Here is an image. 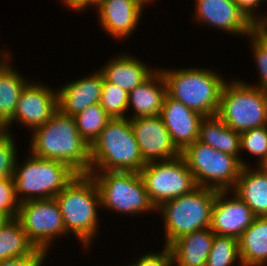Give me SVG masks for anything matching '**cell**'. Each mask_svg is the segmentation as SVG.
I'll use <instances>...</instances> for the list:
<instances>
[{
	"label": "cell",
	"mask_w": 267,
	"mask_h": 266,
	"mask_svg": "<svg viewBox=\"0 0 267 266\" xmlns=\"http://www.w3.org/2000/svg\"><path fill=\"white\" fill-rule=\"evenodd\" d=\"M7 60L0 65V124L3 127L12 119L20 95L28 84Z\"/></svg>",
	"instance_id": "d4e9b609"
},
{
	"label": "cell",
	"mask_w": 267,
	"mask_h": 266,
	"mask_svg": "<svg viewBox=\"0 0 267 266\" xmlns=\"http://www.w3.org/2000/svg\"><path fill=\"white\" fill-rule=\"evenodd\" d=\"M17 219L29 240L46 252L55 236L67 233L55 198L29 200L20 203ZM51 240V241H50Z\"/></svg>",
	"instance_id": "8fae6325"
},
{
	"label": "cell",
	"mask_w": 267,
	"mask_h": 266,
	"mask_svg": "<svg viewBox=\"0 0 267 266\" xmlns=\"http://www.w3.org/2000/svg\"><path fill=\"white\" fill-rule=\"evenodd\" d=\"M198 140L218 151L236 156L242 166H247L238 157L241 150L240 133L228 127L217 114L202 118Z\"/></svg>",
	"instance_id": "603a6c76"
},
{
	"label": "cell",
	"mask_w": 267,
	"mask_h": 266,
	"mask_svg": "<svg viewBox=\"0 0 267 266\" xmlns=\"http://www.w3.org/2000/svg\"><path fill=\"white\" fill-rule=\"evenodd\" d=\"M32 133L33 156L64 162L78 174L90 173V146L78 132L74 117L58 109Z\"/></svg>",
	"instance_id": "6da1fadb"
},
{
	"label": "cell",
	"mask_w": 267,
	"mask_h": 266,
	"mask_svg": "<svg viewBox=\"0 0 267 266\" xmlns=\"http://www.w3.org/2000/svg\"><path fill=\"white\" fill-rule=\"evenodd\" d=\"M166 95L165 79L160 70H155L146 81L129 92L128 107L133 106L135 111L130 119L159 116Z\"/></svg>",
	"instance_id": "d6986e66"
},
{
	"label": "cell",
	"mask_w": 267,
	"mask_h": 266,
	"mask_svg": "<svg viewBox=\"0 0 267 266\" xmlns=\"http://www.w3.org/2000/svg\"><path fill=\"white\" fill-rule=\"evenodd\" d=\"M0 54H1V52H0ZM2 54H4L3 56V58L2 59H0V65L6 60L5 58H9L8 56H10L9 54H8V52H7V54H5V52L4 53H2ZM4 59V60H3ZM2 60V61H1Z\"/></svg>",
	"instance_id": "b9f144b4"
},
{
	"label": "cell",
	"mask_w": 267,
	"mask_h": 266,
	"mask_svg": "<svg viewBox=\"0 0 267 266\" xmlns=\"http://www.w3.org/2000/svg\"><path fill=\"white\" fill-rule=\"evenodd\" d=\"M167 95L202 116L216 115L226 81L208 69L161 70Z\"/></svg>",
	"instance_id": "277c9868"
},
{
	"label": "cell",
	"mask_w": 267,
	"mask_h": 266,
	"mask_svg": "<svg viewBox=\"0 0 267 266\" xmlns=\"http://www.w3.org/2000/svg\"><path fill=\"white\" fill-rule=\"evenodd\" d=\"M135 1L139 2L143 7H144L145 3L147 4L148 2H151V0H135Z\"/></svg>",
	"instance_id": "60d3db41"
},
{
	"label": "cell",
	"mask_w": 267,
	"mask_h": 266,
	"mask_svg": "<svg viewBox=\"0 0 267 266\" xmlns=\"http://www.w3.org/2000/svg\"><path fill=\"white\" fill-rule=\"evenodd\" d=\"M136 141L143 160L153 162L177 158L181 152L173 144L169 131L160 116L131 119Z\"/></svg>",
	"instance_id": "7c38bea8"
},
{
	"label": "cell",
	"mask_w": 267,
	"mask_h": 266,
	"mask_svg": "<svg viewBox=\"0 0 267 266\" xmlns=\"http://www.w3.org/2000/svg\"><path fill=\"white\" fill-rule=\"evenodd\" d=\"M145 164L131 119L126 117L111 118L90 146V173H98L97 168L98 171L140 172Z\"/></svg>",
	"instance_id": "7a4b0ae2"
},
{
	"label": "cell",
	"mask_w": 267,
	"mask_h": 266,
	"mask_svg": "<svg viewBox=\"0 0 267 266\" xmlns=\"http://www.w3.org/2000/svg\"><path fill=\"white\" fill-rule=\"evenodd\" d=\"M17 166L15 165L13 178L19 203L54 198L78 174L64 162L33 155L25 161L23 167ZM20 194L25 196L18 198Z\"/></svg>",
	"instance_id": "8992f818"
},
{
	"label": "cell",
	"mask_w": 267,
	"mask_h": 266,
	"mask_svg": "<svg viewBox=\"0 0 267 266\" xmlns=\"http://www.w3.org/2000/svg\"><path fill=\"white\" fill-rule=\"evenodd\" d=\"M10 220V218L0 211V229Z\"/></svg>",
	"instance_id": "f35d334b"
},
{
	"label": "cell",
	"mask_w": 267,
	"mask_h": 266,
	"mask_svg": "<svg viewBox=\"0 0 267 266\" xmlns=\"http://www.w3.org/2000/svg\"><path fill=\"white\" fill-rule=\"evenodd\" d=\"M238 259L241 262L238 240L215 234L206 266H232Z\"/></svg>",
	"instance_id": "83f0119b"
},
{
	"label": "cell",
	"mask_w": 267,
	"mask_h": 266,
	"mask_svg": "<svg viewBox=\"0 0 267 266\" xmlns=\"http://www.w3.org/2000/svg\"><path fill=\"white\" fill-rule=\"evenodd\" d=\"M19 201L15 194V184L13 177L0 179V211L5 213L10 219L17 218L19 211Z\"/></svg>",
	"instance_id": "d6a6232c"
},
{
	"label": "cell",
	"mask_w": 267,
	"mask_h": 266,
	"mask_svg": "<svg viewBox=\"0 0 267 266\" xmlns=\"http://www.w3.org/2000/svg\"><path fill=\"white\" fill-rule=\"evenodd\" d=\"M128 97L127 91L104 79L100 106L111 118H125L124 112L129 109Z\"/></svg>",
	"instance_id": "f1b7e54d"
},
{
	"label": "cell",
	"mask_w": 267,
	"mask_h": 266,
	"mask_svg": "<svg viewBox=\"0 0 267 266\" xmlns=\"http://www.w3.org/2000/svg\"><path fill=\"white\" fill-rule=\"evenodd\" d=\"M139 173L149 199L156 209L165 202L188 194L198 187L181 155L158 163L157 161L148 162Z\"/></svg>",
	"instance_id": "30bf717a"
},
{
	"label": "cell",
	"mask_w": 267,
	"mask_h": 266,
	"mask_svg": "<svg viewBox=\"0 0 267 266\" xmlns=\"http://www.w3.org/2000/svg\"><path fill=\"white\" fill-rule=\"evenodd\" d=\"M254 32L267 33V17H258L253 23Z\"/></svg>",
	"instance_id": "74e56055"
},
{
	"label": "cell",
	"mask_w": 267,
	"mask_h": 266,
	"mask_svg": "<svg viewBox=\"0 0 267 266\" xmlns=\"http://www.w3.org/2000/svg\"><path fill=\"white\" fill-rule=\"evenodd\" d=\"M159 116L180 152L199 139L200 122L204 116L181 102L166 95Z\"/></svg>",
	"instance_id": "9a60e30c"
},
{
	"label": "cell",
	"mask_w": 267,
	"mask_h": 266,
	"mask_svg": "<svg viewBox=\"0 0 267 266\" xmlns=\"http://www.w3.org/2000/svg\"><path fill=\"white\" fill-rule=\"evenodd\" d=\"M35 248L17 218L10 219L0 229V261L27 255Z\"/></svg>",
	"instance_id": "484cf974"
},
{
	"label": "cell",
	"mask_w": 267,
	"mask_h": 266,
	"mask_svg": "<svg viewBox=\"0 0 267 266\" xmlns=\"http://www.w3.org/2000/svg\"><path fill=\"white\" fill-rule=\"evenodd\" d=\"M259 167H260L263 171L267 172V156H266V158L262 161V163L259 164Z\"/></svg>",
	"instance_id": "ab89813d"
},
{
	"label": "cell",
	"mask_w": 267,
	"mask_h": 266,
	"mask_svg": "<svg viewBox=\"0 0 267 266\" xmlns=\"http://www.w3.org/2000/svg\"><path fill=\"white\" fill-rule=\"evenodd\" d=\"M239 265L267 264V217H256L238 239Z\"/></svg>",
	"instance_id": "cb8c5ba5"
},
{
	"label": "cell",
	"mask_w": 267,
	"mask_h": 266,
	"mask_svg": "<svg viewBox=\"0 0 267 266\" xmlns=\"http://www.w3.org/2000/svg\"><path fill=\"white\" fill-rule=\"evenodd\" d=\"M173 263L171 251L168 246H164L160 253H149L142 256L133 266H171Z\"/></svg>",
	"instance_id": "e575fe53"
},
{
	"label": "cell",
	"mask_w": 267,
	"mask_h": 266,
	"mask_svg": "<svg viewBox=\"0 0 267 266\" xmlns=\"http://www.w3.org/2000/svg\"><path fill=\"white\" fill-rule=\"evenodd\" d=\"M4 127L0 124V135L4 132Z\"/></svg>",
	"instance_id": "7bdbcfd3"
},
{
	"label": "cell",
	"mask_w": 267,
	"mask_h": 266,
	"mask_svg": "<svg viewBox=\"0 0 267 266\" xmlns=\"http://www.w3.org/2000/svg\"><path fill=\"white\" fill-rule=\"evenodd\" d=\"M106 81L117 85L128 93L136 86L141 85L153 73L136 57L121 55L115 57L99 70Z\"/></svg>",
	"instance_id": "7402d4cb"
},
{
	"label": "cell",
	"mask_w": 267,
	"mask_h": 266,
	"mask_svg": "<svg viewBox=\"0 0 267 266\" xmlns=\"http://www.w3.org/2000/svg\"><path fill=\"white\" fill-rule=\"evenodd\" d=\"M58 110V93L45 85L28 83L16 104L12 119L4 126L8 131L9 125L18 120L28 128L45 124Z\"/></svg>",
	"instance_id": "4fadbf2b"
},
{
	"label": "cell",
	"mask_w": 267,
	"mask_h": 266,
	"mask_svg": "<svg viewBox=\"0 0 267 266\" xmlns=\"http://www.w3.org/2000/svg\"><path fill=\"white\" fill-rule=\"evenodd\" d=\"M54 198L59 205L66 232H73L88 247L99 227L96 209L98 205L101 206L94 178L90 174H77Z\"/></svg>",
	"instance_id": "3957f363"
},
{
	"label": "cell",
	"mask_w": 267,
	"mask_h": 266,
	"mask_svg": "<svg viewBox=\"0 0 267 266\" xmlns=\"http://www.w3.org/2000/svg\"><path fill=\"white\" fill-rule=\"evenodd\" d=\"M254 51L255 62L259 68L261 82L259 81V86L267 91V33H257L253 32L250 35Z\"/></svg>",
	"instance_id": "1f68e13d"
},
{
	"label": "cell",
	"mask_w": 267,
	"mask_h": 266,
	"mask_svg": "<svg viewBox=\"0 0 267 266\" xmlns=\"http://www.w3.org/2000/svg\"><path fill=\"white\" fill-rule=\"evenodd\" d=\"M13 137L9 131L0 135V179L13 177L16 165V149Z\"/></svg>",
	"instance_id": "4dcf8cb0"
},
{
	"label": "cell",
	"mask_w": 267,
	"mask_h": 266,
	"mask_svg": "<svg viewBox=\"0 0 267 266\" xmlns=\"http://www.w3.org/2000/svg\"><path fill=\"white\" fill-rule=\"evenodd\" d=\"M214 237L215 233L207 228L176 239L168 246L173 263L178 266H206Z\"/></svg>",
	"instance_id": "ffe728a7"
},
{
	"label": "cell",
	"mask_w": 267,
	"mask_h": 266,
	"mask_svg": "<svg viewBox=\"0 0 267 266\" xmlns=\"http://www.w3.org/2000/svg\"><path fill=\"white\" fill-rule=\"evenodd\" d=\"M218 190L196 187L192 192L171 199L159 208L164 216L165 246L183 235L210 228L212 207Z\"/></svg>",
	"instance_id": "5b68a950"
},
{
	"label": "cell",
	"mask_w": 267,
	"mask_h": 266,
	"mask_svg": "<svg viewBox=\"0 0 267 266\" xmlns=\"http://www.w3.org/2000/svg\"><path fill=\"white\" fill-rule=\"evenodd\" d=\"M235 3L238 5L240 10L246 15V17L254 23L257 17L253 13V9H255L258 5H260L261 1L263 0H234Z\"/></svg>",
	"instance_id": "d590c367"
},
{
	"label": "cell",
	"mask_w": 267,
	"mask_h": 266,
	"mask_svg": "<svg viewBox=\"0 0 267 266\" xmlns=\"http://www.w3.org/2000/svg\"><path fill=\"white\" fill-rule=\"evenodd\" d=\"M227 190H218L212 207L210 229L217 235L237 240L256 218L252 209L236 194L224 200Z\"/></svg>",
	"instance_id": "5bb4252c"
},
{
	"label": "cell",
	"mask_w": 267,
	"mask_h": 266,
	"mask_svg": "<svg viewBox=\"0 0 267 266\" xmlns=\"http://www.w3.org/2000/svg\"><path fill=\"white\" fill-rule=\"evenodd\" d=\"M104 77L98 71L63 86L58 93V109L66 115L75 116L88 106L100 103Z\"/></svg>",
	"instance_id": "ac0fdd59"
},
{
	"label": "cell",
	"mask_w": 267,
	"mask_h": 266,
	"mask_svg": "<svg viewBox=\"0 0 267 266\" xmlns=\"http://www.w3.org/2000/svg\"><path fill=\"white\" fill-rule=\"evenodd\" d=\"M73 117L78 132L89 146L94 143L105 125L111 119L106 111L100 106V103L88 106Z\"/></svg>",
	"instance_id": "4316f807"
},
{
	"label": "cell",
	"mask_w": 267,
	"mask_h": 266,
	"mask_svg": "<svg viewBox=\"0 0 267 266\" xmlns=\"http://www.w3.org/2000/svg\"><path fill=\"white\" fill-rule=\"evenodd\" d=\"M181 156L198 187L229 191L235 187L243 167L236 156L218 151L199 140L188 145Z\"/></svg>",
	"instance_id": "ba28073f"
},
{
	"label": "cell",
	"mask_w": 267,
	"mask_h": 266,
	"mask_svg": "<svg viewBox=\"0 0 267 266\" xmlns=\"http://www.w3.org/2000/svg\"><path fill=\"white\" fill-rule=\"evenodd\" d=\"M47 252L36 247L31 253L0 261V266H41Z\"/></svg>",
	"instance_id": "836d02e7"
},
{
	"label": "cell",
	"mask_w": 267,
	"mask_h": 266,
	"mask_svg": "<svg viewBox=\"0 0 267 266\" xmlns=\"http://www.w3.org/2000/svg\"><path fill=\"white\" fill-rule=\"evenodd\" d=\"M243 166L233 188L256 217H267V172L259 166L255 171ZM251 170V171H250Z\"/></svg>",
	"instance_id": "44dd1931"
},
{
	"label": "cell",
	"mask_w": 267,
	"mask_h": 266,
	"mask_svg": "<svg viewBox=\"0 0 267 266\" xmlns=\"http://www.w3.org/2000/svg\"><path fill=\"white\" fill-rule=\"evenodd\" d=\"M92 6L97 7L105 32L120 39L128 37L136 28L143 10L135 0H97Z\"/></svg>",
	"instance_id": "e0dca14e"
},
{
	"label": "cell",
	"mask_w": 267,
	"mask_h": 266,
	"mask_svg": "<svg viewBox=\"0 0 267 266\" xmlns=\"http://www.w3.org/2000/svg\"><path fill=\"white\" fill-rule=\"evenodd\" d=\"M195 19L225 31L250 36L253 23L240 10L234 0H195Z\"/></svg>",
	"instance_id": "2e32d148"
},
{
	"label": "cell",
	"mask_w": 267,
	"mask_h": 266,
	"mask_svg": "<svg viewBox=\"0 0 267 266\" xmlns=\"http://www.w3.org/2000/svg\"><path fill=\"white\" fill-rule=\"evenodd\" d=\"M240 149H247L260 158V163L267 156V125L240 133Z\"/></svg>",
	"instance_id": "f546056e"
},
{
	"label": "cell",
	"mask_w": 267,
	"mask_h": 266,
	"mask_svg": "<svg viewBox=\"0 0 267 266\" xmlns=\"http://www.w3.org/2000/svg\"><path fill=\"white\" fill-rule=\"evenodd\" d=\"M225 82L217 115L231 129L244 131L267 125V91L245 82Z\"/></svg>",
	"instance_id": "52a82bcc"
},
{
	"label": "cell",
	"mask_w": 267,
	"mask_h": 266,
	"mask_svg": "<svg viewBox=\"0 0 267 266\" xmlns=\"http://www.w3.org/2000/svg\"><path fill=\"white\" fill-rule=\"evenodd\" d=\"M97 0H63L64 4H67L69 8L71 7L73 10H84L89 5H93Z\"/></svg>",
	"instance_id": "8d00e7d4"
},
{
	"label": "cell",
	"mask_w": 267,
	"mask_h": 266,
	"mask_svg": "<svg viewBox=\"0 0 267 266\" xmlns=\"http://www.w3.org/2000/svg\"><path fill=\"white\" fill-rule=\"evenodd\" d=\"M89 173L95 180L104 208L125 213L157 210L151 203L139 172L99 171Z\"/></svg>",
	"instance_id": "9c48e42d"
}]
</instances>
